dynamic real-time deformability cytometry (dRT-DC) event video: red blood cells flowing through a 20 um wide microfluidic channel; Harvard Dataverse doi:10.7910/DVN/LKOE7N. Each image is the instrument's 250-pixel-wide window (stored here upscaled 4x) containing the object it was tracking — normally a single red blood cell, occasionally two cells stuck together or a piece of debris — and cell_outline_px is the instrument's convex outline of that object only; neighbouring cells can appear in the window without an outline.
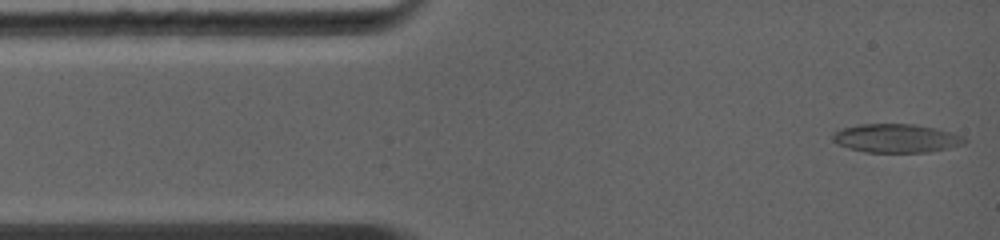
{"species": "common noctule bat (a hibernating species)", "species_latin": "Nyctalus noctula", "temperature_condition": "warm", "stored_images_in_passage": 3, "camera_frame_rate_fps": 5000, "um_per_image_px": 0.085, "animal": {"sex": "female", "body_mass_g": 19.0, "forearm_length_mm": 56.7}, "frame": {"image": 1, "passage_image": 1, "time_ms": 0.0, "image_size_px": [1000, 240], "cell_outline_px": [[968, 140], [964, 144], [948, 148], [928, 152], [864, 152], [848, 148], [836, 144], [832, 140], [832, 136], [836, 132], [844, 128], [860, 124], [916, 124], [952, 132], [964, 136]], "centroid_in_image_um": [76.2, 11.76], "position_along_channel_um": 8.8, "area_um2": 22.02}}
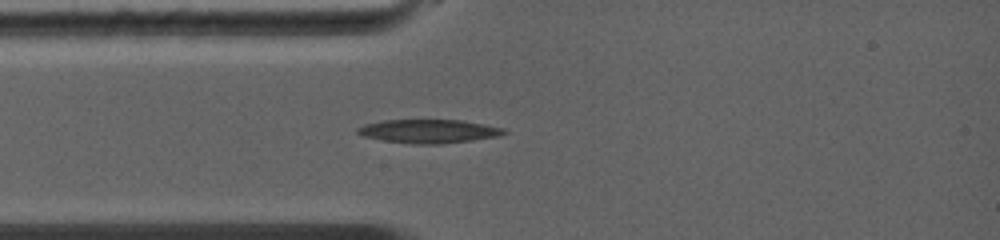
{"frame": {"image": 2, "passage_image": 3, "time_ms": 2.4, "image_size_px": [1000, 240], "cell_outline_px": [[508, 132], [500, 136], [472, 140], [440, 144], [416, 144], [384, 140], [360, 136], [356, 132], [356, 128], [364, 124], [384, 120], [460, 120], [484, 124], [504, 128]], "centroid_in_image_um": [36.43, 11.15], "position_along_channel_um": 48.6, "area_um2": 20.17}}